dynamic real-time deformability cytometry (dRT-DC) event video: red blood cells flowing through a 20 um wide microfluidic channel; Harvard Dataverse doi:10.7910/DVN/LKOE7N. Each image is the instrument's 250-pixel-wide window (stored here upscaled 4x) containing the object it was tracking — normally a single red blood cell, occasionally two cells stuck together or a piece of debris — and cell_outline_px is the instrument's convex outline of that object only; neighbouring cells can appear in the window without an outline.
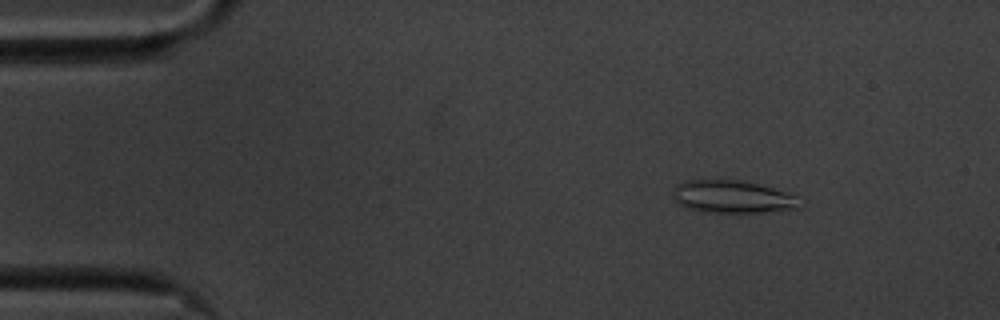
{"species": "common noctule bat (a hibernating species)", "species_latin": "Nyctalus noctula", "temperature_condition": "cold", "stored_images_in_passage": 57, "camera_frame_rate_fps": 3000, "um_per_image_px": 0.085, "animal": {"sex": "male", "body_mass_g": 20.1, "forearm_length_mm": 53.5}, "frame": {"image": 1, "passage_image": 8, "time_ms": 2.333, "image_size_px": [1000, 320], "cell_outline_px": [[796, 208], [760, 212], [704, 212], [684, 208], [676, 204], [672, 196], [672, 192], [680, 184], [688, 180], [736, 180], [756, 184], [772, 188], [796, 196]], "centroid_in_image_um": [62.13, 16.74], "position_along_channel_um": 22.9, "area_um2": 23.52}}
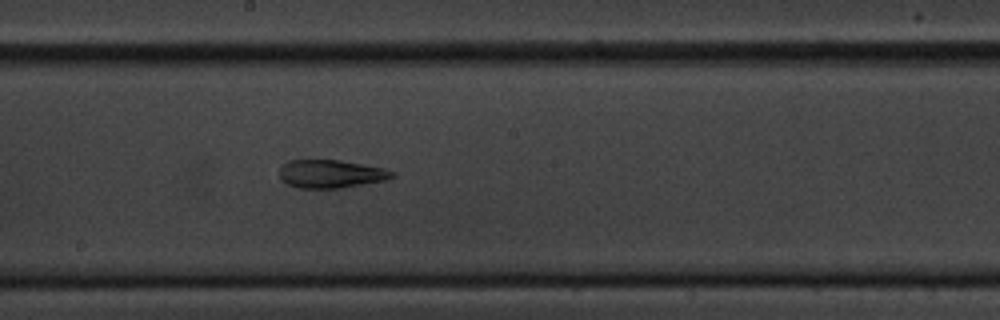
{"frame": {"image": 2, "passage_image": 31, "time_ms": 10.0, "image_size_px": [1000, 320], "cell_outline_px": [[396, 176], [388, 180], [340, 188], [296, 188], [280, 180], [280, 168], [288, 160], [340, 160], [384, 168], [396, 172]], "centroid_in_image_um": [28.15, 14.78], "position_along_channel_um": 220.0, "area_um2": 18.67}}
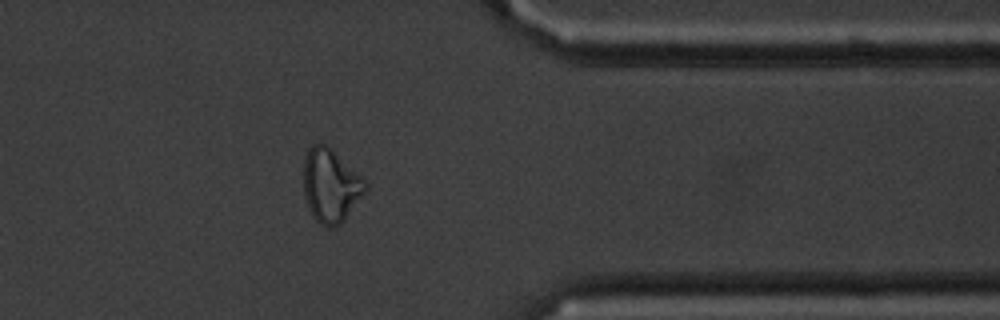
{"frame": {"image": 3, "passage_image": 46, "time_ms": 15.0, "image_size_px": [1000, 320], "cell_outline_px": [[368, 188], [344, 220], [340, 224], [332, 228], [324, 228], [312, 216], [308, 208], [304, 196], [304, 156], [308, 148], [312, 144], [324, 144], [332, 148], [368, 184]], "centroid_in_image_um": [28.08, 15.79], "position_along_channel_um": 383.3, "area_um2": 26.53}, "authors_computed_cell_mechanics": {"area_um2": 22.1374, "velocity_mm_per_s": 3.5153, "shape_relaxation_time_tau1_ms": null, "shape_relaxation_time_tau2_ms": 2.3367, "deformation_change_tau1": null, "deformation_change_tau2": 0.0981}}